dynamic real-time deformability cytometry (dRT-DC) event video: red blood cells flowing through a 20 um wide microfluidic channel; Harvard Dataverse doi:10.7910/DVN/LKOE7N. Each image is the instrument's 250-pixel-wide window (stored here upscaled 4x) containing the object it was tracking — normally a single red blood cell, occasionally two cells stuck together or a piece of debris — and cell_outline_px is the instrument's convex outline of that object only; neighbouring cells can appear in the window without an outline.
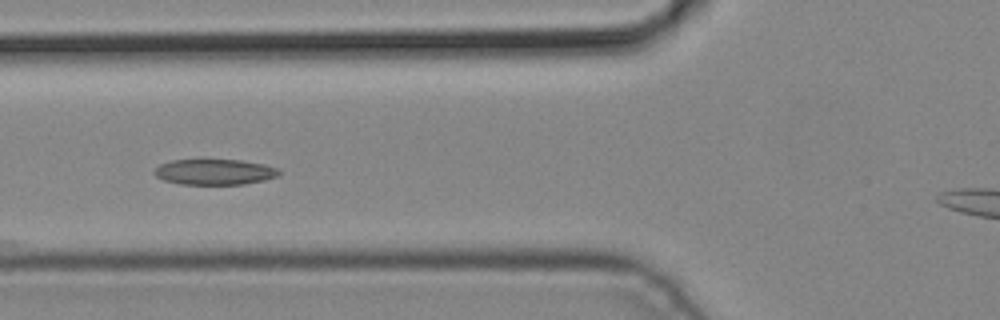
{"species": "common noctule bat (a hibernating species)", "species_latin": "Nyctalus noctula", "temperature_condition": "cold", "stored_images_in_passage": 7, "camera_frame_rate_fps": 3000, "um_per_image_px": 0.085, "animal": {"sex": "male", "body_mass_g": 19.2, "forearm_length_mm": 51.8}, "frame": {"image": 1, "passage_image": 4, "time_ms": 1.0, "image_size_px": [1000, 320], "cell_outline_px": [[280, 176], [264, 180], [244, 184], [180, 184], [164, 180], [156, 176], [152, 172], [160, 164], [172, 160], [240, 160], [264, 164], [280, 168]], "centroid_in_image_um": [18.27, 14.61], "position_along_channel_um": 107.5, "area_um2": 18.67}}